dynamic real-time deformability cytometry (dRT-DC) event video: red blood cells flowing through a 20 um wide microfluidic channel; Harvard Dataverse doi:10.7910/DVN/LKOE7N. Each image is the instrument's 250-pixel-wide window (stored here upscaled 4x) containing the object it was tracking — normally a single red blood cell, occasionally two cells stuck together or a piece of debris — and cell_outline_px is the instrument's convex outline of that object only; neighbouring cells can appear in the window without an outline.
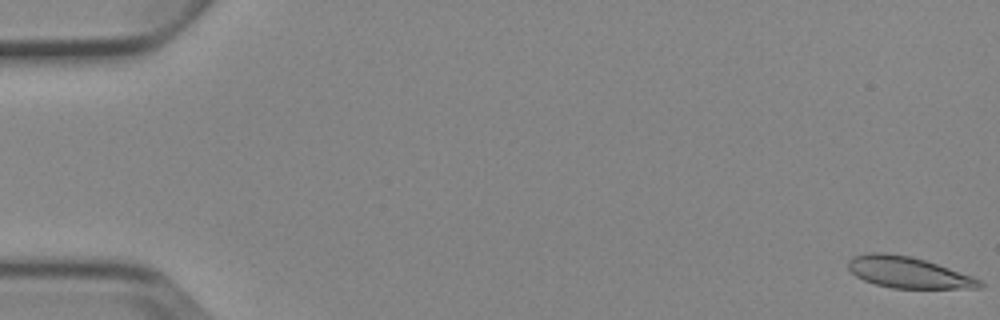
{"species": "Egyptian fruit bat (a non-hibernating species)", "species_latin": "Rousettus aegyptiacus", "temperature_condition": "cold", "stored_images_in_passage": 5, "camera_frame_rate_fps": 3000, "um_per_image_px": 0.085, "animal": {"sex": "female"}, "frame": {"image": 1, "passage_image": 1, "time_ms": 0.0, "image_size_px": [1000, 320], "cell_outline_px": [[984, 284], [980, 288], [892, 288], [876, 284], [864, 280], [856, 276], [848, 268], [848, 260], [852, 256], [868, 252], [884, 252], [912, 256], [972, 276], [980, 280]], "centroid_in_image_um": [77.15, 23.14], "position_along_channel_um": 7.8, "area_um2": 23.81}}
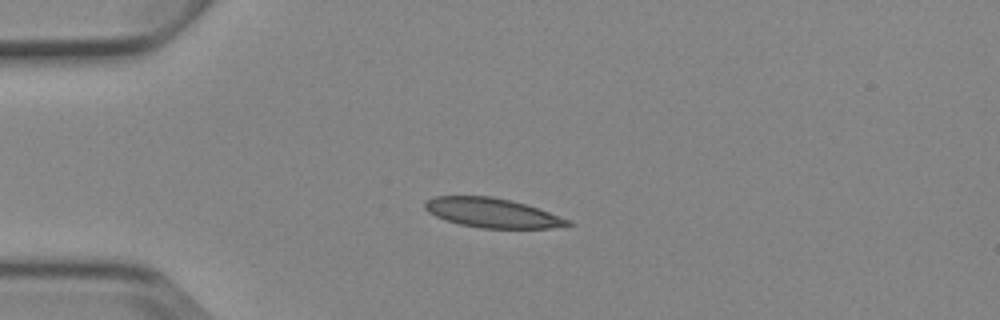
{"frame": {"image": 2, "passage_image": 4, "time_ms": 4.333, "image_size_px": [1000, 320], "cell_outline_px": [[576, 224], [548, 228], [480, 228], [460, 224], [444, 220], [428, 212], [424, 208], [424, 200], [436, 196], [492, 196], [524, 204], [572, 220]], "centroid_in_image_um": [41.81, 18.09], "position_along_channel_um": 43.2, "area_um2": 24.45}}